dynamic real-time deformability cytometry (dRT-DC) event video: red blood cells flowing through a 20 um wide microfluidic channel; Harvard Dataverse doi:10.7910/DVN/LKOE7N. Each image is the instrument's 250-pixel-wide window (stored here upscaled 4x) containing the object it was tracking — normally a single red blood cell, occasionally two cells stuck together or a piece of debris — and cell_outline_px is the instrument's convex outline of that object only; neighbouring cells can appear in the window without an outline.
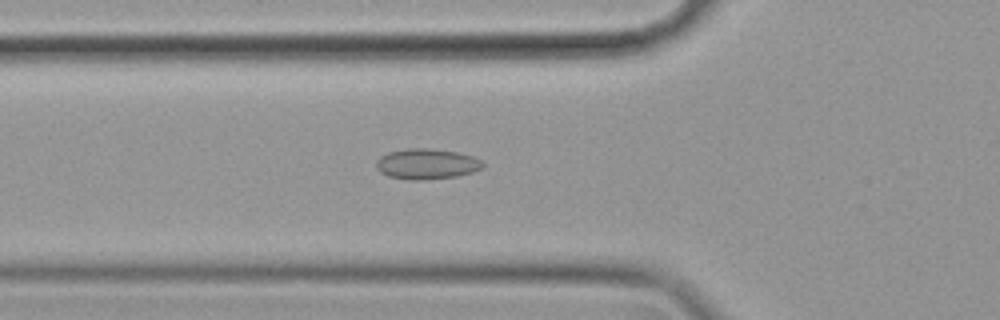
{"species": "common noctule bat (a hibernating species)", "species_latin": "Nyctalus noctula", "temperature_condition": "cold", "stored_images_in_passage": 53, "camera_frame_rate_fps": 3000, "um_per_image_px": 0.085, "animal": {"sex": "female", "body_mass_g": 19.9}, "frame": {"image": 1, "passage_image": 20, "time_ms": 6.333, "image_size_px": [1000, 320], "cell_outline_px": [[484, 168], [472, 172], [456, 176], [424, 180], [412, 180], [388, 176], [380, 172], [376, 168], [376, 160], [380, 156], [388, 152], [408, 148], [428, 148], [456, 152], [472, 156], [480, 160], [484, 164]], "centroid_in_image_um": [36.25, 13.93], "position_along_channel_um": 89.6, "area_um2": 18.96}}
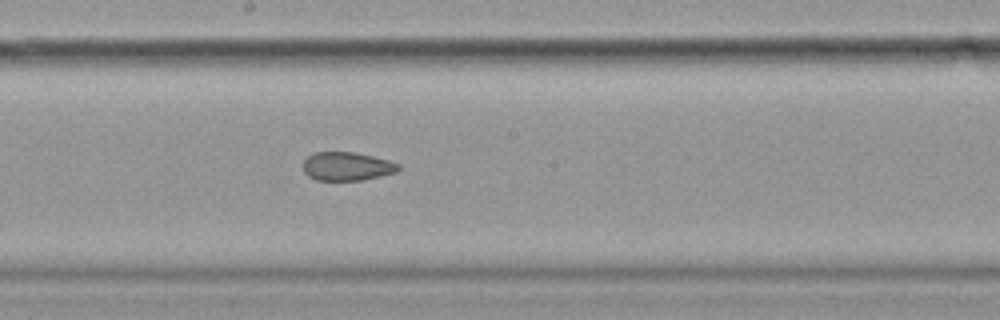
{"frame": {"image": 2, "passage_image": 31, "time_ms": 10.0, "image_size_px": [1000, 320], "cell_outline_px": [[400, 168], [396, 172], [380, 176], [360, 180], [316, 180], [308, 176], [304, 172], [304, 160], [312, 152], [356, 152], [388, 160], [400, 164]], "centroid_in_image_um": [29.48, 14.13], "position_along_channel_um": 218.7, "area_um2": 15.84}}
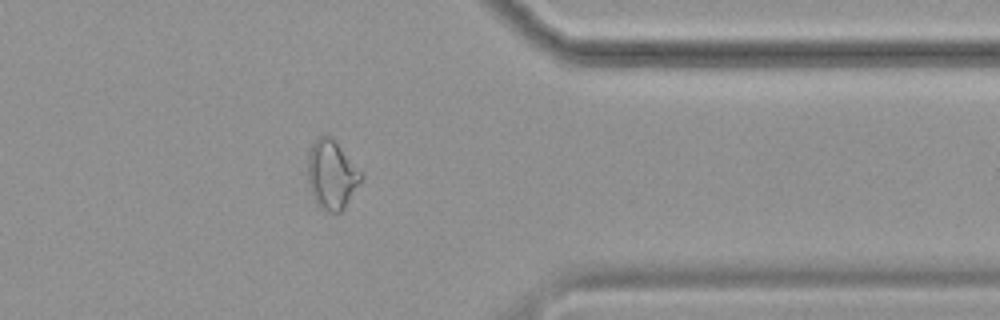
{"frame": {"image": 3, "passage_image": 46, "time_ms": 15.0, "image_size_px": [1000, 320], "cell_outline_px": [[364, 176], [344, 208], [340, 212], [328, 212], [320, 208], [316, 204], [312, 196], [308, 184], [308, 152], [312, 144], [320, 136], [332, 136], [336, 140]], "centroid_in_image_um": [28.18, 14.85], "position_along_channel_um": 383.2, "area_um2": 21.44}}